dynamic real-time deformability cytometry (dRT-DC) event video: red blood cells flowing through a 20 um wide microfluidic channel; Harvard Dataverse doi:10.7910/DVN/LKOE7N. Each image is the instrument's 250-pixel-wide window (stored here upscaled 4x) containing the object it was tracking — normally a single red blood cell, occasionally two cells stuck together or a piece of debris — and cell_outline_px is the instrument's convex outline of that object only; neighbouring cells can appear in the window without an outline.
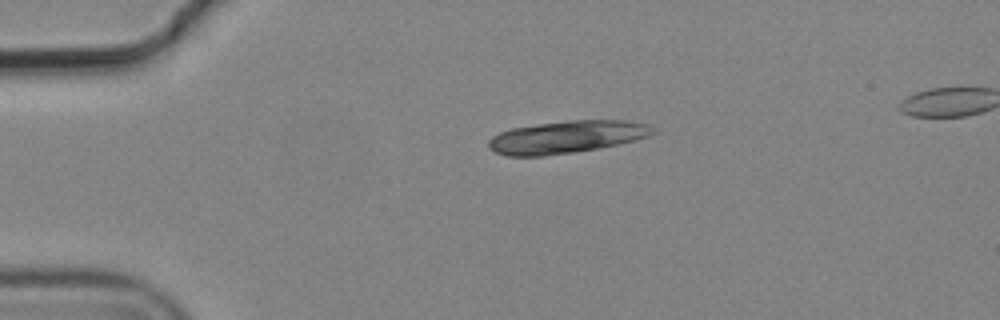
{"species": "common noctule bat (a hibernating species)", "species_latin": "Nyctalus noctula", "temperature_condition": "cold", "stored_images_in_passage": 6, "camera_frame_rate_fps": 3000, "um_per_image_px": 0.085, "animal": {"sex": "male", "body_mass_g": 19.2, "forearm_length_mm": 51.8}, "frame": {"image": 1, "passage_image": 6, "time_ms": 1.667, "image_size_px": [1000, 320], "cell_outline_px": [[656, 132], [648, 136], [600, 148], [544, 156], [508, 156], [496, 152], [488, 148], [488, 140], [492, 136], [500, 132], [512, 128], [568, 120], [628, 120], [648, 124], [656, 128]], "centroid_in_image_um": [48.17, 11.64], "position_along_channel_um": 36.8, "area_um2": 30.98}}